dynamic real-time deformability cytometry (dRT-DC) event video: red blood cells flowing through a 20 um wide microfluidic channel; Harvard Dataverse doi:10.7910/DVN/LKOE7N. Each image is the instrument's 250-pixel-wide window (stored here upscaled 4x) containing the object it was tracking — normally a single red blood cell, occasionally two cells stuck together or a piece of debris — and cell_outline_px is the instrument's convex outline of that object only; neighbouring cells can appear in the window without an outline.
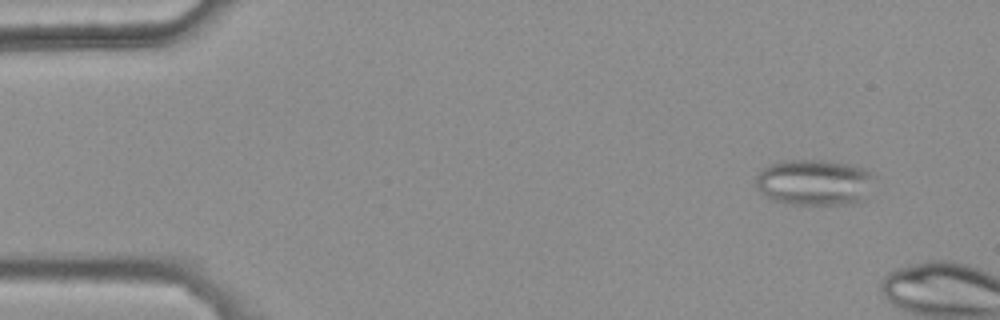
{"species": "common noctule bat (a hibernating species)", "species_latin": "Nyctalus noctula", "temperature_condition": "warm", "stored_images_in_passage": 8, "camera_frame_rate_fps": 3000, "um_per_image_px": 0.085, "animal": {"sex": "female", "body_mass_g": 25.1}, "frame": {"image": 1, "passage_image": 5, "time_ms": 1.333, "image_size_px": [1000, 320], "cell_outline_px": [[876, 176], [864, 200], [860, 204], [792, 204], [776, 200], [760, 192], [756, 188], [756, 176], [768, 164], [784, 160], [824, 160], [848, 164], [864, 168], [872, 172]], "centroid_in_image_um": [69.27, 15.49], "position_along_channel_um": 15.7, "area_um2": 32.02}}